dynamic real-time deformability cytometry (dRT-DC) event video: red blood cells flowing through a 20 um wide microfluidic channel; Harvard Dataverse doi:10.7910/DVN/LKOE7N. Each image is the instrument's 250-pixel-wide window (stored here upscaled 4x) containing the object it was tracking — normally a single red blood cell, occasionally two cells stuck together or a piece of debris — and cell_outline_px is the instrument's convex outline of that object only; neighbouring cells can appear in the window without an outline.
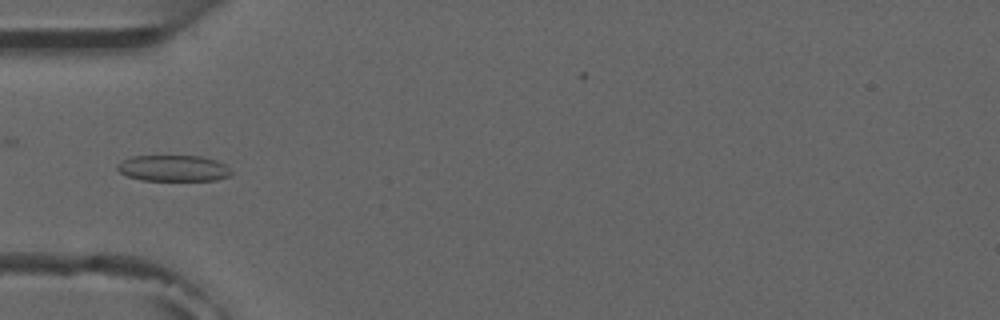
{"species": "common noctule bat (a hibernating species)", "species_latin": "Nyctalus noctula", "temperature_condition": "room temperature", "stored_images_in_passage": 5, "camera_frame_rate_fps": 3000, "um_per_image_px": 0.085, "animal": {"sex": "male", "forearm_length_mm": 52.5}, "frame": {"image": 1, "passage_image": 4, "time_ms": 4.333, "image_size_px": [1000, 320], "cell_outline_px": [[232, 172], [228, 176], [216, 180], [144, 180], [128, 176], [120, 172], [116, 168], [116, 164], [120, 160], [132, 156], [200, 156], [216, 160], [224, 164]], "centroid_in_image_um": [14.7, 14.29], "position_along_channel_um": 70.3, "area_um2": 17.28}}
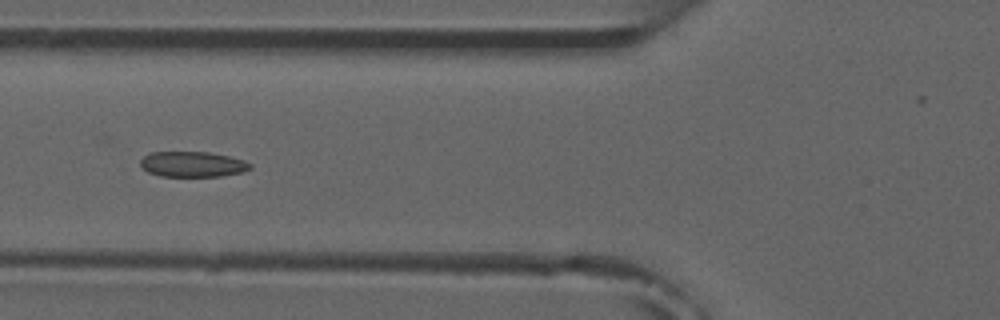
{"frame": {"image": 2, "passage_image": 5, "time_ms": 5.333, "image_size_px": [1000, 320], "cell_outline_px": [[252, 168], [244, 172], [220, 176], [160, 176], [148, 172], [140, 164], [140, 160], [144, 156], [152, 152], [208, 152], [228, 156], [244, 160], [252, 164]], "centroid_in_image_um": [16.39, 13.96], "position_along_channel_um": 109.4, "area_um2": 16.24}}